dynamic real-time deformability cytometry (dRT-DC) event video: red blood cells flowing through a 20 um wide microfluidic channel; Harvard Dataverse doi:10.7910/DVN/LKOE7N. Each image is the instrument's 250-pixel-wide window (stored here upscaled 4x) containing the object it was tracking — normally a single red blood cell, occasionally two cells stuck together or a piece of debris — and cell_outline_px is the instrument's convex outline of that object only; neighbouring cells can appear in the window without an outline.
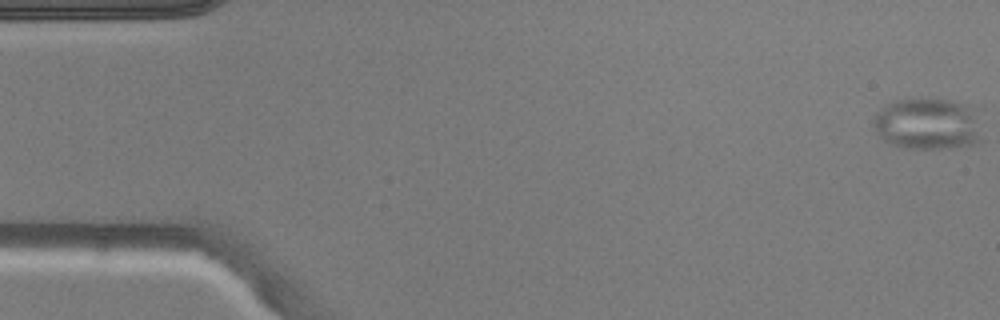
{"species": "common noctule bat (a hibernating species)", "species_latin": "Nyctalus noctula", "temperature_condition": "warm", "stored_images_in_passage": 50, "camera_frame_rate_fps": 3000, "um_per_image_px": 0.085, "animal": {"sex": "male", "body_mass_g": 20.5, "forearm_length_mm": 52.5}, "frame": {"image": 1, "passage_image": 1, "time_ms": 0.0, "image_size_px": [1000, 320], "cell_outline_px": [[984, 140], [976, 144], [948, 148], [908, 148], [892, 144], [876, 136], [872, 128], [872, 120], [876, 112], [884, 104], [896, 100], [912, 96], [924, 96], [984, 104]], "centroid_in_image_um": [79.04, 10.44], "position_along_channel_um": 6.0, "area_um2": 35.95}}
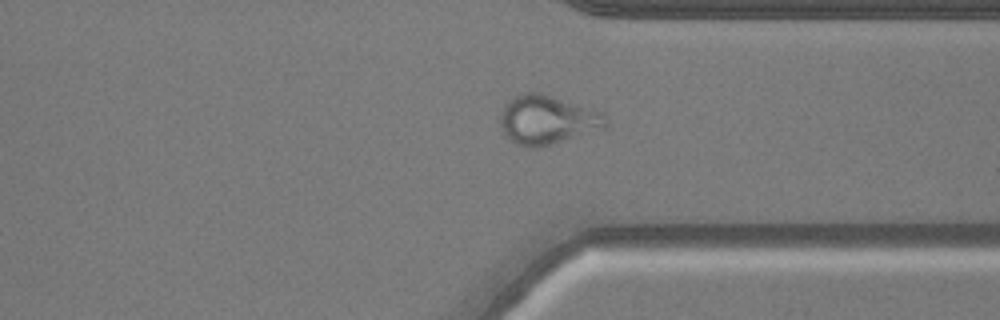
{"frame": {"image": 2, "passage_image": 38, "time_ms": 12.333, "image_size_px": [1000, 320], "cell_outline_px": [[608, 124], [604, 128], [536, 148], [524, 148], [508, 140], [500, 124], [500, 116], [504, 104], [512, 96], [524, 92], [540, 92], [592, 108], [604, 112], [608, 116]], "centroid_in_image_um": [46.5, 10.17], "position_along_channel_um": 364.9, "area_um2": 30.4}}
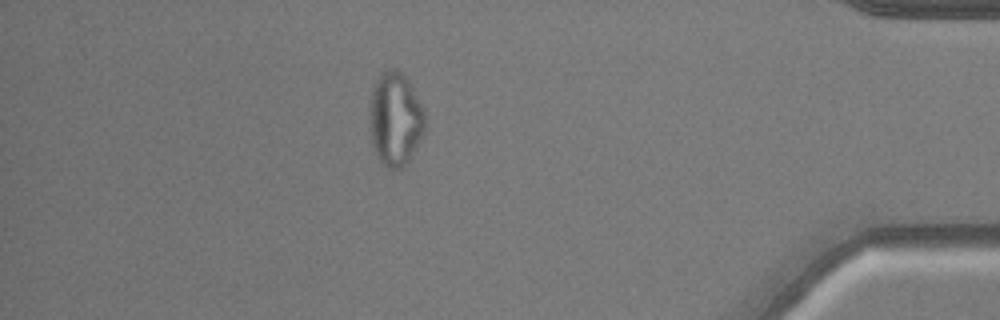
{"frame": {"image": 3, "passage_image": 44, "time_ms": 14.333, "image_size_px": [1000, 320], "cell_outline_px": [[428, 128], [412, 156], [404, 168], [388, 168], [376, 156], [372, 144], [368, 116], [372, 88], [376, 80], [388, 68], [396, 68], [408, 80], [424, 112]], "centroid_in_image_um": [33.6, 10.15], "position_along_channel_um": 401.6, "area_um2": 30.63}}